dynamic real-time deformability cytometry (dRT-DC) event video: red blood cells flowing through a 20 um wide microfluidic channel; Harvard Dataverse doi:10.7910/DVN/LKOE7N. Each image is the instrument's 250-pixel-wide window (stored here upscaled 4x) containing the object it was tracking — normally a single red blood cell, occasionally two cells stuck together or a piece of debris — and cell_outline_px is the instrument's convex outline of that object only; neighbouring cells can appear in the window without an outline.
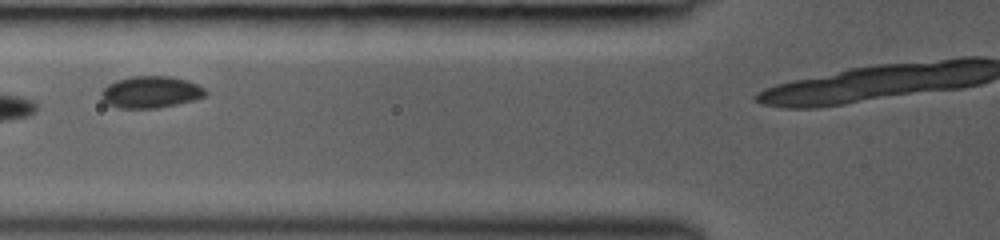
{"species": "common noctule bat (a hibernating species)", "species_latin": "Nyctalus noctula", "temperature_condition": "room temperature", "stored_images_in_passage": 8, "camera_frame_rate_fps": 3000, "um_per_image_px": 0.085, "animal": {"sex": "female", "body_mass_g": 19.0, "forearm_length_mm": 53.3}, "frame": {"image": 1, "passage_image": 5, "time_ms": 4.333, "image_size_px": [1000, 240], "cell_outline_px": [[208, 92], [204, 96], [192, 100], [176, 104], [156, 108], [120, 108], [108, 104], [100, 96], [100, 92], [108, 84], [116, 80], [132, 76], [172, 76], [188, 80], [204, 88]], "centroid_in_image_um": [12.8, 7.81], "position_along_channel_um": 113.0, "area_um2": 19.25}}